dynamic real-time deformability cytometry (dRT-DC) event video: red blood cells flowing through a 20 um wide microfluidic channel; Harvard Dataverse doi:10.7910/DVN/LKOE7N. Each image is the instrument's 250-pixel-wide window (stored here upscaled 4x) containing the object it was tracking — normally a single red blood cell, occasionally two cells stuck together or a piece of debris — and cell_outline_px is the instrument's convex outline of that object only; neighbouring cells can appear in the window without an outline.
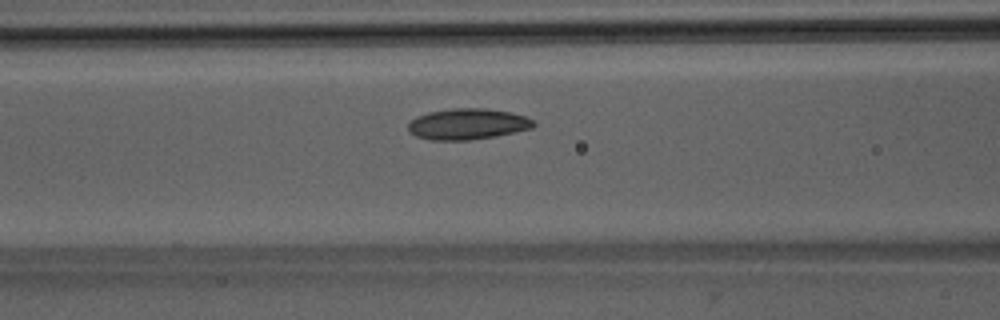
{"species": "Egyptian fruit bat (a non-hibernating species)", "species_latin": "Rousettus aegyptiacus", "temperature_condition": "room temperature", "stored_images_in_passage": 46, "camera_frame_rate_fps": 3000, "um_per_image_px": 0.085, "animal": {"sex": "male"}, "frame": {"image": 1, "passage_image": 16, "time_ms": 5.0, "image_size_px": [1000, 320], "cell_outline_px": [[536, 124], [532, 128], [516, 132], [496, 136], [468, 140], [432, 140], [416, 136], [408, 132], [408, 124], [416, 116], [428, 112], [452, 108], [484, 108], [512, 112], [536, 120]], "centroid_in_image_um": [39.76, 10.54], "position_along_channel_um": 126.8, "area_um2": 22.83}}
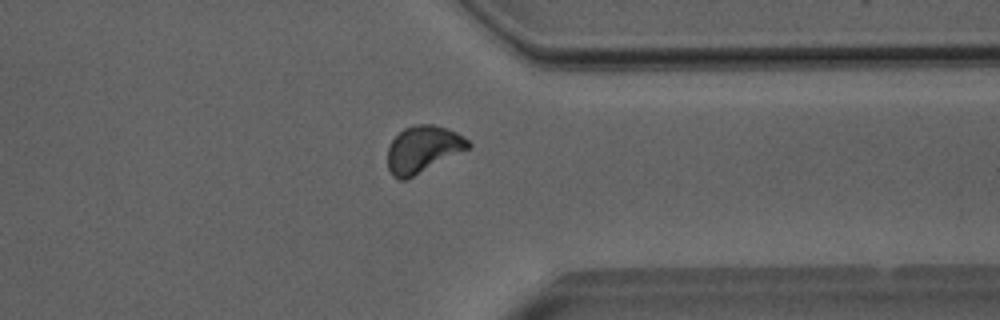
{"frame": {"image": 2, "passage_image": 35, "time_ms": 11.333, "image_size_px": [1000, 320], "cell_outline_px": [[472, 144], [468, 148], [404, 180], [400, 180], [392, 176], [388, 168], [388, 148], [392, 140], [404, 128], [416, 124], [432, 124], [456, 132], [464, 136]], "centroid_in_image_um": [35.92, 12.67], "position_along_channel_um": 375.5, "area_um2": 21.44}}
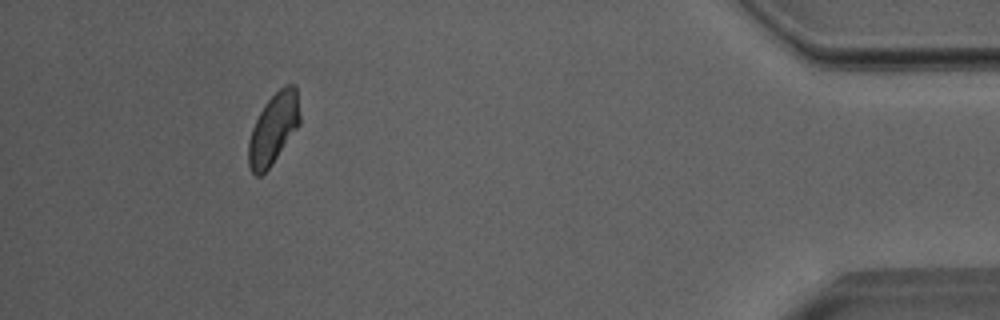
{"frame": {"image": 3, "passage_image": 42, "time_ms": 13.667, "image_size_px": [1000, 320], "cell_outline_px": [[300, 124], [272, 164], [260, 176], [256, 176], [252, 172], [248, 164], [248, 140], [252, 128], [264, 104], [284, 84], [292, 84], [296, 88], [300, 116]], "centroid_in_image_um": [23.23, 10.95], "position_along_channel_um": 412.0, "area_um2": 21.04}, "authors_computed_cell_mechanics": {"area_um2": 21.675, "velocity_mm_per_s": 3.9792, "shape_relaxation_time_tau1_ms": 3.8886, "shape_relaxation_time_tau2_ms": 4.7541, "deformation_change_tau1": 0.0947, "deformation_change_tau2": 0.0781}}